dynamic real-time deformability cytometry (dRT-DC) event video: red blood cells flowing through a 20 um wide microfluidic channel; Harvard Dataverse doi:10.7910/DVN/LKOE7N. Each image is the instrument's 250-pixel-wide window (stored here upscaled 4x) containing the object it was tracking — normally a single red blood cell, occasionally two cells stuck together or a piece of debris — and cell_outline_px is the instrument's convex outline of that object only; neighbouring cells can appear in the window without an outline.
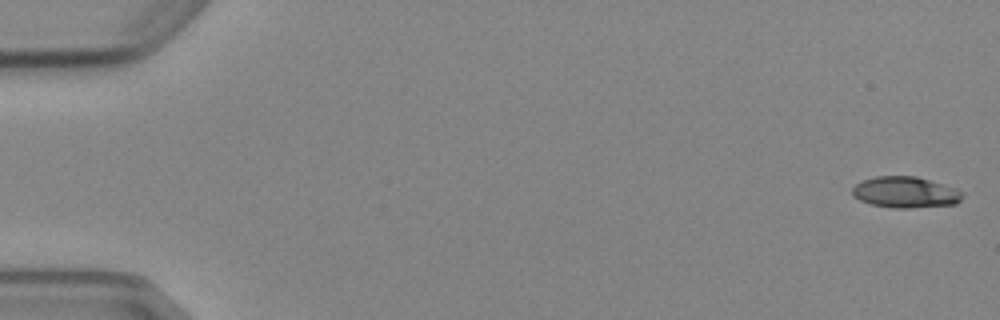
{"species": "Egyptian fruit bat (a non-hibernating species)", "species_latin": "Rousettus aegyptiacus", "temperature_condition": "cold", "stored_images_in_passage": 5, "camera_frame_rate_fps": 3000, "um_per_image_px": 0.085, "animal": {"sex": "female"}, "frame": {"image": 1, "passage_image": 1, "time_ms": 0.0, "image_size_px": [1000, 320], "cell_outline_px": [[964, 196], [956, 204], [908, 208], [892, 208], [872, 204], [860, 200], [852, 196], [852, 188], [856, 184], [864, 180], [876, 176], [916, 176], [956, 188], [964, 192]], "centroid_in_image_um": [76.97, 16.34], "position_along_channel_um": 8.0, "area_um2": 20.0}}
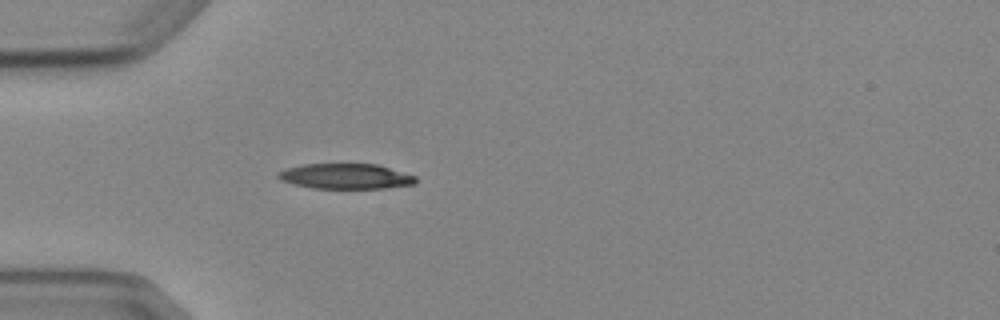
{"frame": {"image": 2, "passage_image": 5, "time_ms": 5.0, "image_size_px": [1000, 320], "cell_outline_px": [[416, 184], [388, 188], [312, 188], [292, 184], [280, 180], [276, 176], [276, 172], [300, 164], [376, 164], [416, 176]], "centroid_in_image_um": [29.35, 14.99], "position_along_channel_um": 55.7, "area_um2": 20.35}}